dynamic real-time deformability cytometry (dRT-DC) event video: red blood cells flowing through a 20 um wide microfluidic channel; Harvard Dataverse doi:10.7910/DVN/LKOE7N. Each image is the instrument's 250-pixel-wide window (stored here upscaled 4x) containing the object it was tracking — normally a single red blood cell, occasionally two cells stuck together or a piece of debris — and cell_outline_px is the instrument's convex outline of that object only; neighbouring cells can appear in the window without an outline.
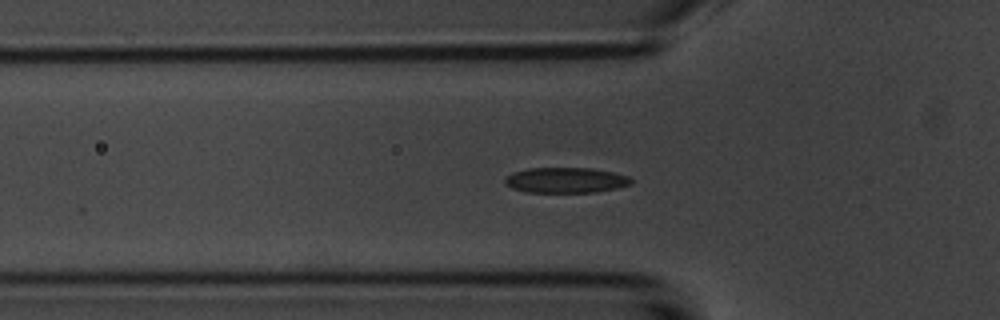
{"species": "common noctule bat (a hibernating species)", "species_latin": "Nyctalus noctula", "temperature_condition": "room temperature", "stored_images_in_passage": 52, "camera_frame_rate_fps": 3000, "um_per_image_px": 0.085, "animal": {"sex": "male", "body_mass_g": 20.1, "forearm_length_mm": 53.5}, "frame": {"image": 1, "passage_image": 14, "time_ms": 4.333, "image_size_px": [1000, 320], "cell_outline_px": [[632, 184], [616, 188], [596, 192], [524, 192], [512, 188], [504, 184], [504, 180], [512, 172], [532, 168], [592, 168], [612, 172], [628, 176], [632, 180]], "centroid_in_image_um": [48.08, 15.32], "position_along_channel_um": 77.7, "area_um2": 18.67}}
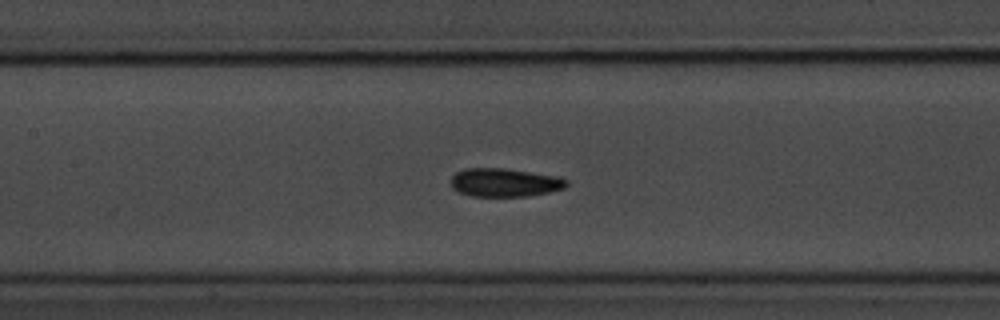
{"frame": {"image": 2, "passage_image": 21, "time_ms": 6.667, "image_size_px": [1000, 320], "cell_outline_px": [[568, 184], [564, 188], [548, 192], [528, 196], [472, 196], [460, 192], [452, 188], [452, 176], [456, 172], [464, 168], [504, 168], [556, 176], [568, 180]], "centroid_in_image_um": [42.89, 15.51], "position_along_channel_um": 164.5, "area_um2": 19.02}}
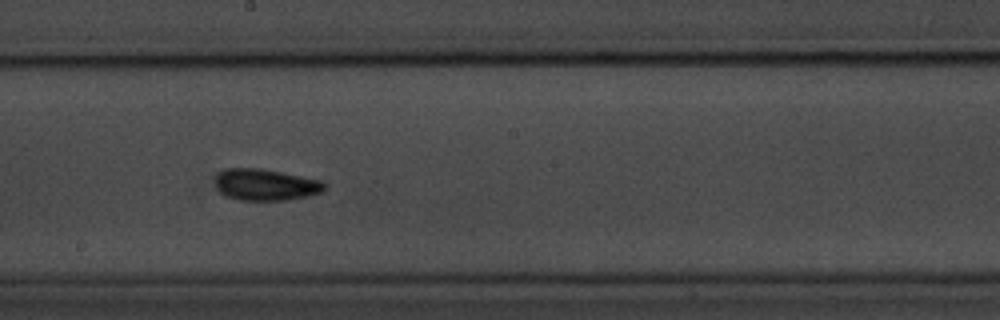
{"frame": {"image": 3, "passage_image": 26, "time_ms": 8.333, "image_size_px": [1000, 320], "cell_outline_px": [[328, 184], [320, 192], [308, 196], [288, 200], [236, 200], [220, 192], [216, 188], [216, 176], [224, 168], [260, 168], [324, 180]], "centroid_in_image_um": [22.6, 15.69], "position_along_channel_um": 225.6, "area_um2": 20.23}, "authors_computed_cell_mechanics": {"area_um2": 18.5827, "velocity_mm_per_s": 3.679, "shape_relaxation_time_tau1_ms": 2.4599, "shape_relaxation_time_tau2_ms": 2.663, "deformation_change_tau1": 0.1068, "deformation_change_tau2": 0.0932}}